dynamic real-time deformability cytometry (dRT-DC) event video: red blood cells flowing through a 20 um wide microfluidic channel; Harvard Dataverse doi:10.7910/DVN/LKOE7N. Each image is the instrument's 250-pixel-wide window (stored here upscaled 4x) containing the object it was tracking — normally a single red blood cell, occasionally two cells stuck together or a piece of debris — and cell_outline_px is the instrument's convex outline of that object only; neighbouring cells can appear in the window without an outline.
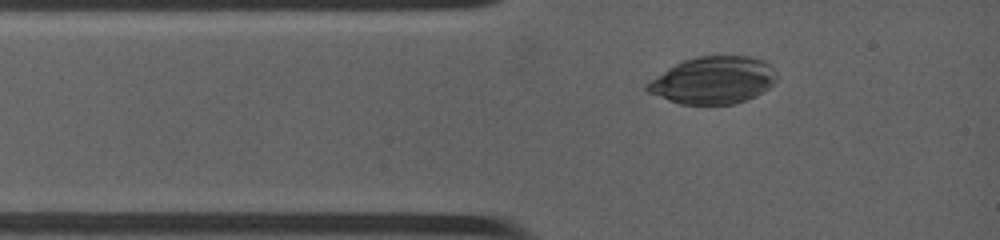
{"species": "common noctule bat (a hibernating species)", "species_latin": "Nyctalus noctula", "temperature_condition": "warm", "stored_images_in_passage": 2, "camera_frame_rate_fps": 4500, "um_per_image_px": 0.085, "animal": {"sex": "female", "body_mass_g": 19.0, "forearm_length_mm": 53.3}, "frame": {"image": 1, "passage_image": 1, "time_ms": 0.0, "image_size_px": [1000, 240], "cell_outline_px": [[776, 80], [768, 88], [756, 96], [732, 104], [680, 104], [648, 92], [644, 88], [644, 84], [676, 64], [684, 60], [696, 56], [744, 56], [760, 60], [768, 64], [772, 68]], "centroid_in_image_um": [60.59, 6.83], "position_along_channel_um": 24.4, "area_um2": 35.03}}
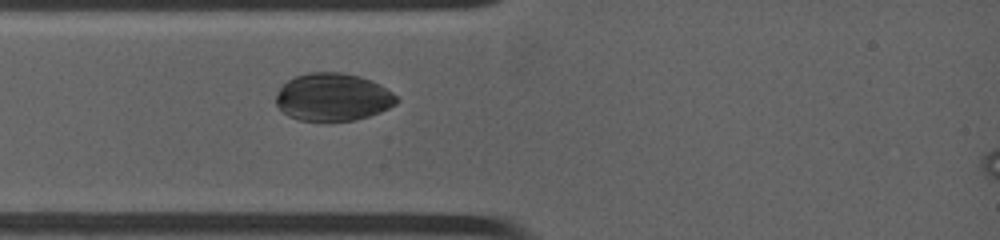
{"frame": {"image": 2, "passage_image": 2, "time_ms": 1.111, "image_size_px": [1000, 240], "cell_outline_px": [[400, 100], [396, 104], [380, 112], [356, 120], [300, 120], [288, 116], [276, 104], [276, 96], [280, 88], [288, 80], [296, 76], [308, 72], [340, 72], [360, 76], [380, 84], [392, 92]], "centroid_in_image_um": [28.31, 8.24], "position_along_channel_um": 56.7, "area_um2": 33.35}}